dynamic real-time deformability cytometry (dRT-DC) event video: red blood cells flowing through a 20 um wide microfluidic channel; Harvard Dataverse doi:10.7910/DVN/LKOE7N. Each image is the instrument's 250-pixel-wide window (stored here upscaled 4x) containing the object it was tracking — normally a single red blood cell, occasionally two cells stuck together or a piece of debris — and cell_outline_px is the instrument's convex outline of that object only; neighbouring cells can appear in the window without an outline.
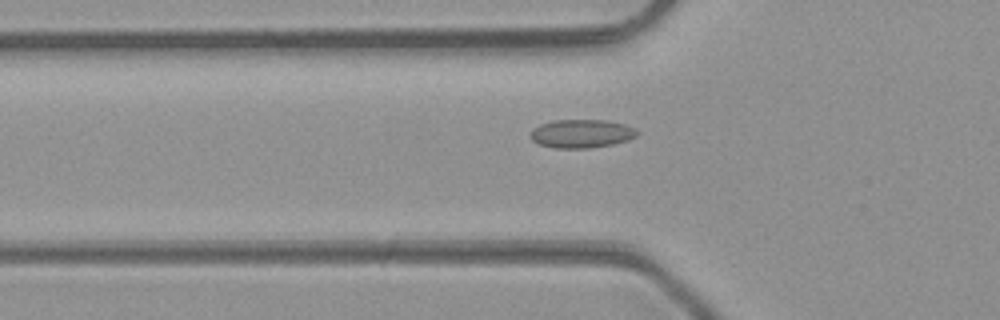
{"species": "common noctule bat (a hibernating species)", "species_latin": "Nyctalus noctula", "temperature_condition": "room temperature", "stored_images_in_passage": 32, "camera_frame_rate_fps": 3000, "um_per_image_px": 0.085, "animal": {"sex": "male", "body_mass_g": 23.1, "forearm_length_mm": 52.7}, "frame": {"image": 1, "passage_image": 6, "time_ms": 1.667, "image_size_px": [1000, 320], "cell_outline_px": [[636, 136], [628, 140], [612, 144], [588, 148], [556, 148], [540, 144], [532, 140], [532, 128], [540, 124], [552, 120], [608, 120], [624, 124], [636, 128]], "centroid_in_image_um": [49.43, 11.35], "position_along_channel_um": 76.4, "area_um2": 17.57}}
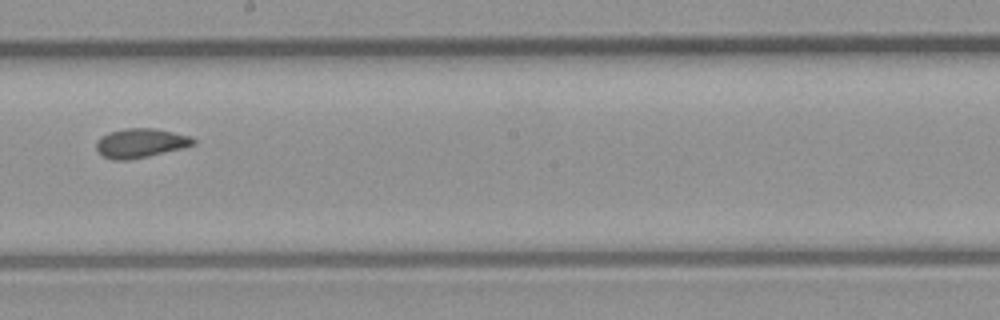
{"frame": {"image": 2, "passage_image": 17, "time_ms": 5.333, "image_size_px": [1000, 320], "cell_outline_px": [[196, 144], [184, 148], [148, 156], [128, 160], [112, 160], [100, 156], [96, 152], [96, 140], [100, 136], [108, 132], [124, 128], [152, 128], [192, 136], [196, 140]], "centroid_in_image_um": [11.91, 12.17], "position_along_channel_um": 236.3, "area_um2": 16.88}}
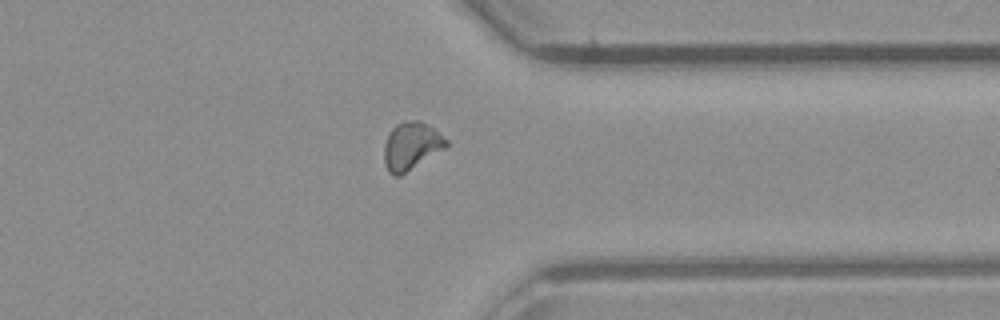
{"frame": {"image": 3, "passage_image": 27, "time_ms": 8.667, "image_size_px": [1000, 320], "cell_outline_px": [[448, 144], [444, 148], [400, 176], [392, 176], [388, 172], [384, 160], [384, 144], [392, 128], [396, 124], [404, 120], [420, 120], [432, 128], [448, 140]], "centroid_in_image_um": [34.92, 12.41], "position_along_channel_um": 376.5, "area_um2": 17.05}, "authors_computed_cell_mechanics": {"area_um2": 16.3574, "velocity_mm_per_s": 4.3261, "shape_relaxation_time_tau1_ms": null, "shape_relaxation_time_tau2_ms": 2.0303, "deformation_change_tau1": null, "deformation_change_tau2": 0.0647}}